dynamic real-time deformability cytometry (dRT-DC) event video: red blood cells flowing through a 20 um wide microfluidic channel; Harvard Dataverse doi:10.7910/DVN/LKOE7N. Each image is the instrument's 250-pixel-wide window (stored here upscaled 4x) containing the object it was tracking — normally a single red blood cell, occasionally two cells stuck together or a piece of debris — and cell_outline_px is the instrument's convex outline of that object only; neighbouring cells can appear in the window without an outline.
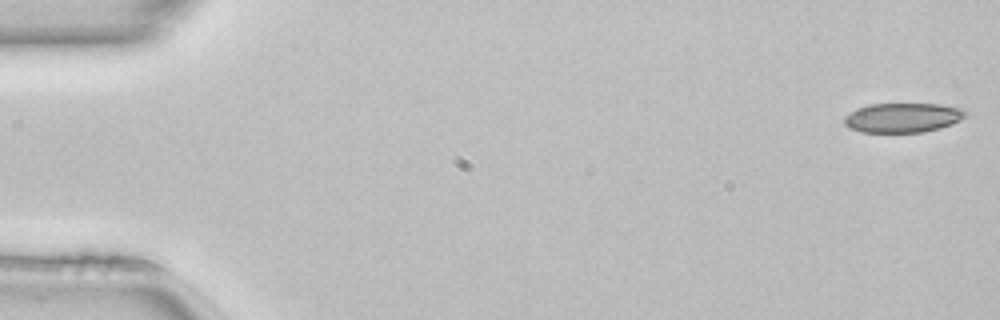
{"species": "common noctule bat (a hibernating species)", "species_latin": "Nyctalus noctula", "temperature_condition": "room temperature", "stored_images_in_passage": 50, "camera_frame_rate_fps": 3000, "um_per_image_px": 0.085, "animal": {"sex": "female", "body_mass_g": 22.7, "forearm_length_mm": 54.2}, "frame": {"image": 1, "passage_image": 1, "time_ms": 0.0, "image_size_px": [1000, 320], "cell_outline_px": [[968, 112], [960, 120], [952, 124], [940, 128], [924, 132], [860, 132], [848, 128], [844, 124], [844, 116], [868, 104], [940, 104], [960, 108]], "centroid_in_image_um": [76.73, 10.01], "position_along_channel_um": 8.3, "area_um2": 20.81}}
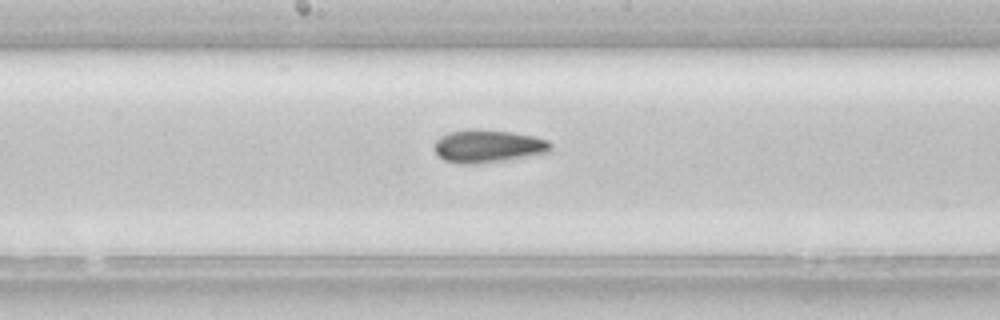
{"frame": {"image": 2, "passage_image": 26, "time_ms": 8.333, "image_size_px": [1000, 320], "cell_outline_px": [[552, 152], [500, 160], [472, 164], [460, 164], [444, 160], [432, 148], [436, 140], [440, 136], [448, 132], [468, 128], [476, 128], [512, 132], [536, 136], [548, 140], [552, 144]], "centroid_in_image_um": [41.47, 12.39], "position_along_channel_um": 206.7, "area_um2": 22.48}}
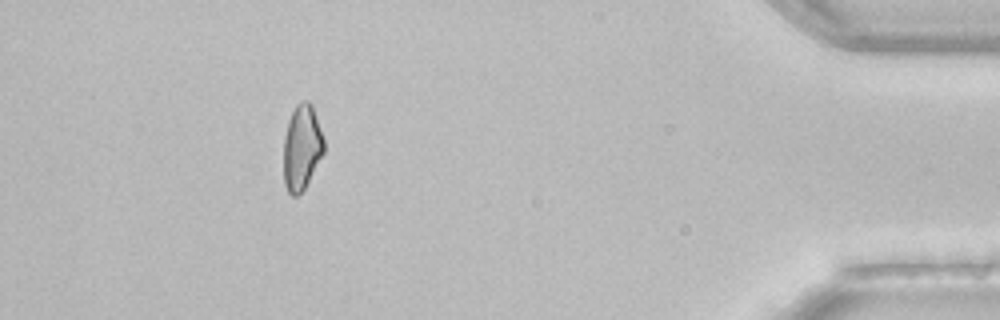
{"frame": {"image": 3, "passage_image": 45, "time_ms": 14.667, "image_size_px": [1000, 320], "cell_outline_px": [[324, 152], [304, 188], [296, 196], [292, 196], [288, 192], [284, 184], [284, 136], [288, 120], [296, 104], [300, 100], [308, 100], [312, 104], [324, 140]], "centroid_in_image_um": [25.64, 12.49], "position_along_channel_um": 409.6, "area_um2": 19.94}, "authors_computed_cell_mechanics": {"area_um2": 21.0392, "velocity_mm_per_s": 4.1192, "shape_relaxation_time_tau1_ms": null, "shape_relaxation_time_tau2_ms": 4.6148, "deformation_change_tau1": null, "deformation_change_tau2": 0.0982}}